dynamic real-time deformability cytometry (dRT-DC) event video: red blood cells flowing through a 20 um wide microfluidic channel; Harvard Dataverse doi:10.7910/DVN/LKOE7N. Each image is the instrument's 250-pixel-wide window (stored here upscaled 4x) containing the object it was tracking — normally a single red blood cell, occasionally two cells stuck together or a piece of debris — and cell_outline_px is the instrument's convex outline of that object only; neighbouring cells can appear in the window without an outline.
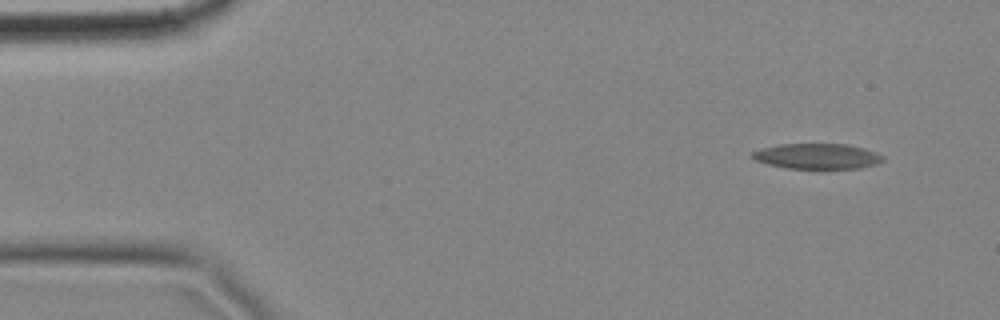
{"species": "common noctule bat (a hibernating species)", "species_latin": "Nyctalus noctula", "temperature_condition": "cold", "stored_images_in_passage": 4, "camera_frame_rate_fps": 3000, "um_per_image_px": 0.085, "animal": {"sex": "female", "body_mass_g": 18.4}, "frame": {"image": 1, "passage_image": 1, "time_ms": 0.0, "image_size_px": [1000, 320], "cell_outline_px": [[884, 160], [876, 164], [860, 168], [788, 168], [768, 164], [756, 160], [748, 156], [752, 152], [764, 148], [780, 144], [844, 144], [864, 148], [876, 152], [884, 156]], "centroid_in_image_um": [69.47, 13.28], "position_along_channel_um": 15.5, "area_um2": 19.19}}
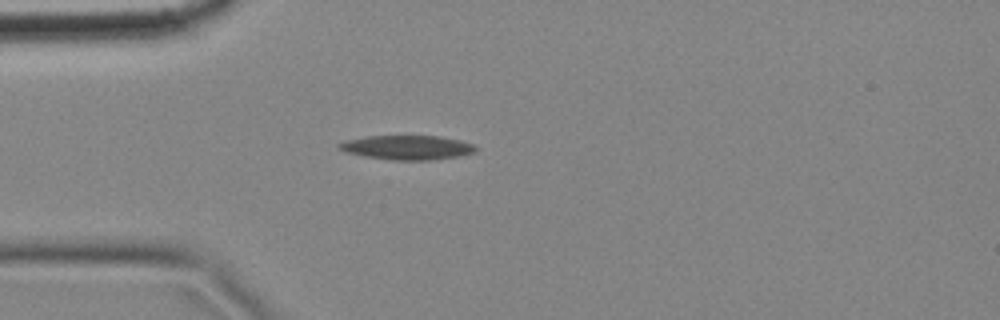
{"frame": {"image": 2, "passage_image": 4, "time_ms": 1.0, "image_size_px": [1000, 320], "cell_outline_px": [[476, 152], [456, 156], [432, 160], [392, 160], [364, 156], [344, 152], [336, 148], [336, 144], [344, 140], [368, 136], [436, 136], [460, 140], [472, 144], [476, 148]], "centroid_in_image_um": [34.53, 12.53], "position_along_channel_um": 50.5, "area_um2": 19.36}}